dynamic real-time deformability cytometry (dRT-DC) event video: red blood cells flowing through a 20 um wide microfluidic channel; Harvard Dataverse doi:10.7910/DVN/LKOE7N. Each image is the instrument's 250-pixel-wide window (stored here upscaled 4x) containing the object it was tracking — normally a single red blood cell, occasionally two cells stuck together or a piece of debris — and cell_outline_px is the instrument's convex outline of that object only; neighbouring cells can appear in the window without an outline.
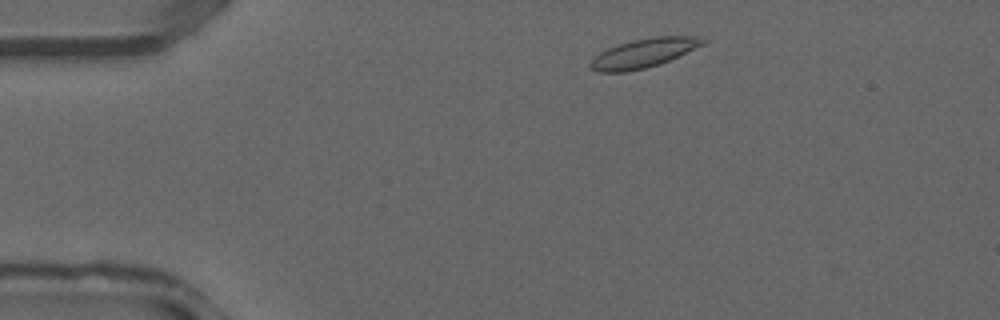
{"species": "common noctule bat (a hibernating species)", "species_latin": "Nyctalus noctula", "temperature_condition": "warm", "stored_images_in_passage": 34, "camera_frame_rate_fps": 3000, "um_per_image_px": 0.085, "animal": {"sex": "male", "forearm_length_mm": 52.5}, "frame": {"image": 1, "passage_image": 3, "time_ms": 0.667, "image_size_px": [1000, 320], "cell_outline_px": [[708, 40], [704, 44], [660, 64], [644, 68], [624, 72], [600, 72], [588, 68], [588, 64], [600, 52], [608, 48], [632, 40], [652, 36], [696, 36]], "centroid_in_image_um": [54.7, 4.51], "position_along_channel_um": 30.3, "area_um2": 18.9}}
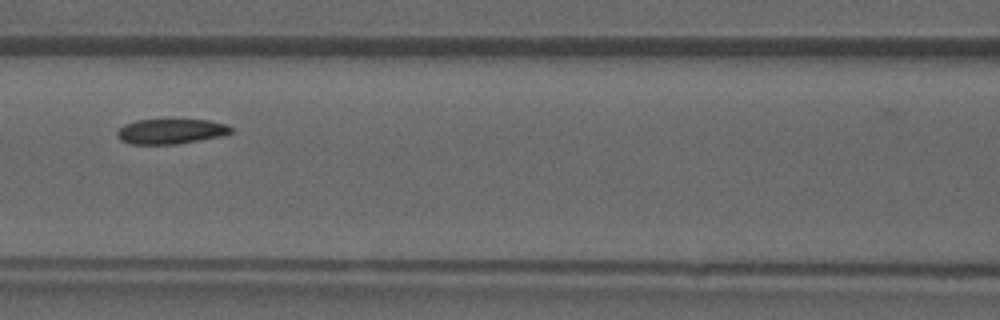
{"frame": {"image": 2, "passage_image": 13, "time_ms": 4.0, "image_size_px": [1000, 320], "cell_outline_px": [[232, 132], [224, 136], [176, 144], [132, 144], [120, 140], [116, 136], [116, 132], [124, 124], [136, 120], [208, 120], [228, 124], [232, 128]], "centroid_in_image_um": [14.53, 11.17], "position_along_channel_um": 152.1, "area_um2": 16.7}}
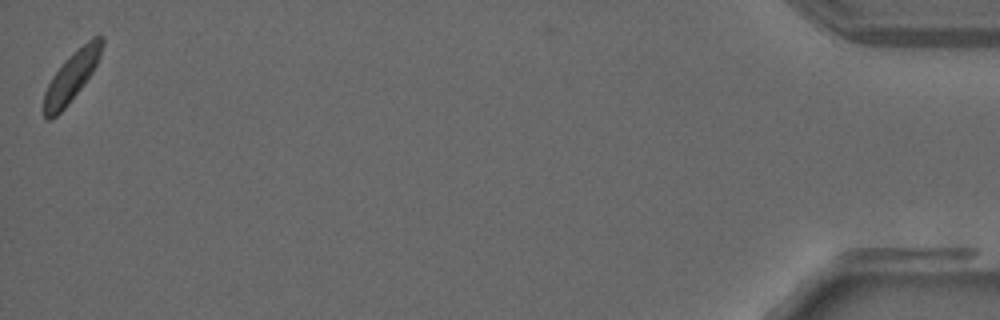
{"frame": {"image": 3, "passage_image": 34, "time_ms": 11.0, "image_size_px": [1000, 320], "cell_outline_px": [[104, 44], [100, 56], [92, 72], [68, 104], [56, 116], [48, 120], [44, 116], [44, 92], [52, 76], [64, 60], [92, 36], [104, 36]], "centroid_in_image_um": [6.09, 6.47], "position_along_channel_um": 429.1, "area_um2": 16.59}}